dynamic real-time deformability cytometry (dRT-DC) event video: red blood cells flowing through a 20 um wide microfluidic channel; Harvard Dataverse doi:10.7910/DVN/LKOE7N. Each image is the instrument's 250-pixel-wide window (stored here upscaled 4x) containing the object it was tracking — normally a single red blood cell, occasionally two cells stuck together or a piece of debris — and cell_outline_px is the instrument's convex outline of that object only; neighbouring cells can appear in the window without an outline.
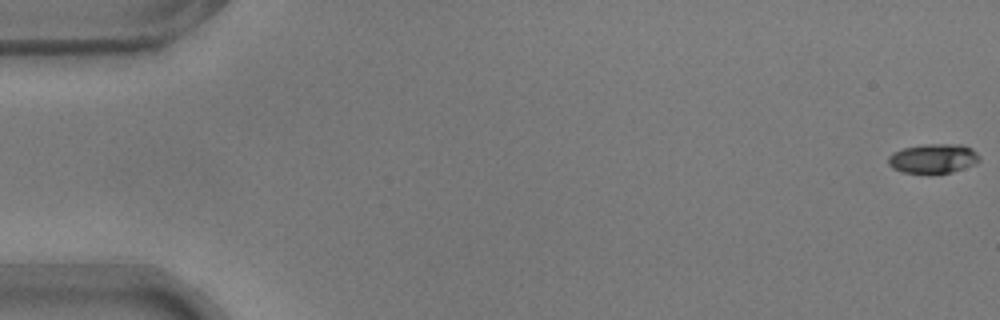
{"species": "common noctule bat (a hibernating species)", "species_latin": "Nyctalus noctula", "temperature_condition": "warm", "stored_images_in_passage": 14, "camera_frame_rate_fps": 3000, "um_per_image_px": 0.085, "animal": {"sex": "male", "body_mass_g": 17.9}, "frame": {"image": 1, "passage_image": 1, "time_ms": 0.0, "image_size_px": [1000, 320], "cell_outline_px": [[980, 160], [976, 164], [952, 172], [932, 176], [928, 176], [904, 172], [892, 168], [888, 164], [888, 156], [892, 152], [904, 148], [928, 144], [964, 144], [972, 148], [980, 156]], "centroid_in_image_um": [79.34, 13.51], "position_along_channel_um": 5.7, "area_um2": 16.3}}